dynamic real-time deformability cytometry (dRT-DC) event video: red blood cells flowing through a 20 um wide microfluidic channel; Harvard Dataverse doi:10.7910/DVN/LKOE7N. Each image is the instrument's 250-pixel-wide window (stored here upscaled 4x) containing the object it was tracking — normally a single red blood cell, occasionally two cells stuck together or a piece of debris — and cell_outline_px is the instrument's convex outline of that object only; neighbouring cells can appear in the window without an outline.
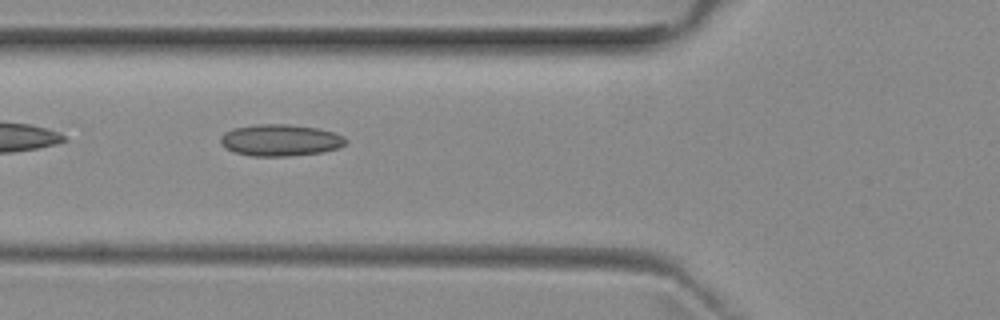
{"species": "common noctule bat (a hibernating species)", "species_latin": "Nyctalus noctula", "temperature_condition": "room temperature", "stored_images_in_passage": 36, "camera_frame_rate_fps": 3000, "um_per_image_px": 0.085, "animal": {"sex": "female", "body_mass_g": 29.2, "forearm_length_mm": 56.3}, "frame": {"image": 1, "passage_image": 3, "time_ms": 0.667, "image_size_px": [1000, 320], "cell_outline_px": [[348, 140], [344, 144], [336, 148], [320, 152], [288, 156], [252, 156], [236, 152], [224, 148], [220, 140], [220, 136], [224, 132], [232, 128], [260, 124], [288, 124], [316, 128], [332, 132], [344, 136]], "centroid_in_image_um": [23.79, 11.91], "position_along_channel_um": 102.0, "area_um2": 22.95}}
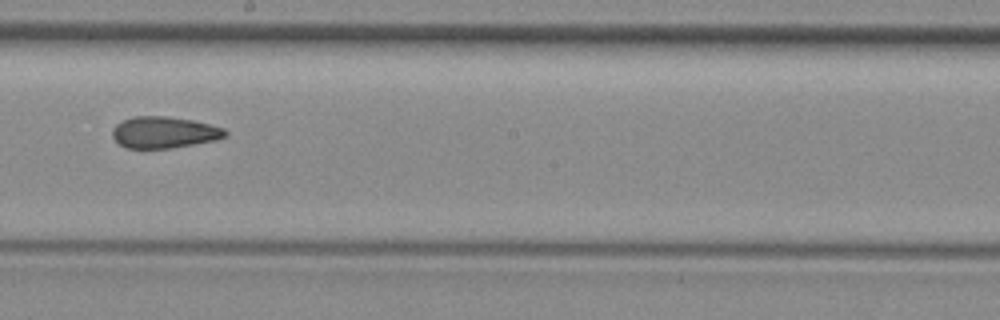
{"frame": {"image": 2, "passage_image": 13, "time_ms": 4.0, "image_size_px": [1000, 320], "cell_outline_px": [[228, 132], [224, 136], [216, 140], [168, 148], [128, 148], [120, 144], [112, 136], [112, 128], [116, 124], [124, 120], [136, 116], [164, 116], [192, 120], [224, 128]], "centroid_in_image_um": [13.93, 11.24], "position_along_channel_um": 234.3, "area_um2": 20.4}}
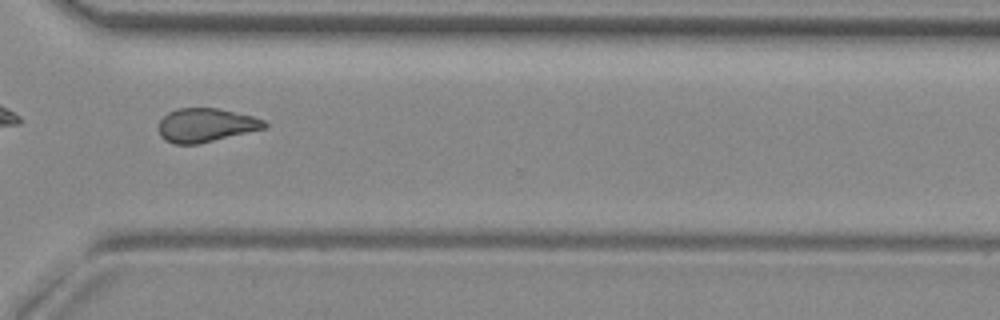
{"frame": {"image": 3, "passage_image": 22, "time_ms": 7.0, "image_size_px": [1000, 320], "cell_outline_px": [[268, 124], [264, 128], [196, 144], [172, 144], [164, 140], [160, 136], [160, 120], [168, 112], [180, 108], [216, 108], [252, 116], [264, 120]], "centroid_in_image_um": [17.46, 10.63], "position_along_channel_um": 353.1, "area_um2": 20.4}}